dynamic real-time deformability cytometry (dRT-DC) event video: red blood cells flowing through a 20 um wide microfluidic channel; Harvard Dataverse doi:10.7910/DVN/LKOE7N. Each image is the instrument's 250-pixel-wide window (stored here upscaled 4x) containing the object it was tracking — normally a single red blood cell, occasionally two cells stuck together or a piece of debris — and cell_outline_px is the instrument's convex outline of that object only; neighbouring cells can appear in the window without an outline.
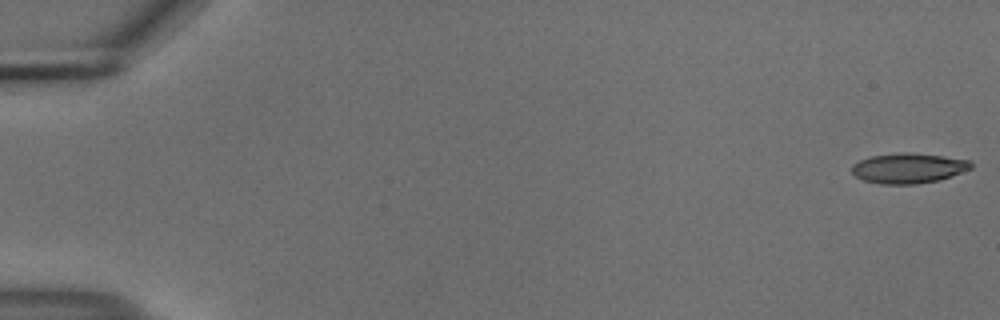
{"species": "common noctule bat (a hibernating species)", "species_latin": "Nyctalus noctula", "temperature_condition": "cold", "stored_images_in_passage": 14, "camera_frame_rate_fps": 3000, "um_per_image_px": 0.085, "animal": {"sex": "male", "body_mass_g": 18.8}, "frame": {"image": 1, "passage_image": 1, "time_ms": 0.0, "image_size_px": [1000, 320], "cell_outline_px": [[972, 168], [936, 180], [916, 184], [880, 184], [864, 180], [856, 176], [852, 172], [852, 164], [860, 160], [872, 156], [904, 152], [908, 152], [940, 156], [968, 160], [972, 164]], "centroid_in_image_um": [77.16, 14.29], "position_along_channel_um": 7.8, "area_um2": 20.46}}
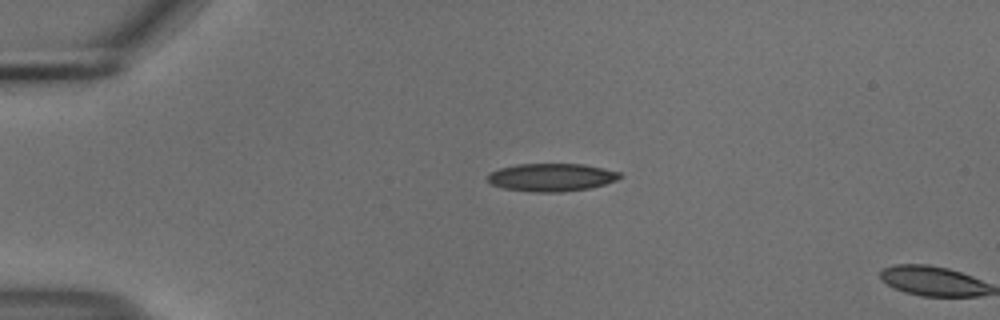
{"frame": {"image": 2, "passage_image": 13, "time_ms": 4.0, "image_size_px": [1000, 320], "cell_outline_px": [[624, 176], [616, 180], [604, 184], [588, 188], [560, 192], [532, 192], [504, 188], [492, 184], [488, 180], [488, 172], [500, 168], [516, 164], [584, 164], [604, 168], [620, 172]], "centroid_in_image_um": [46.88, 15.06], "position_along_channel_um": 38.1, "area_um2": 21.5}}